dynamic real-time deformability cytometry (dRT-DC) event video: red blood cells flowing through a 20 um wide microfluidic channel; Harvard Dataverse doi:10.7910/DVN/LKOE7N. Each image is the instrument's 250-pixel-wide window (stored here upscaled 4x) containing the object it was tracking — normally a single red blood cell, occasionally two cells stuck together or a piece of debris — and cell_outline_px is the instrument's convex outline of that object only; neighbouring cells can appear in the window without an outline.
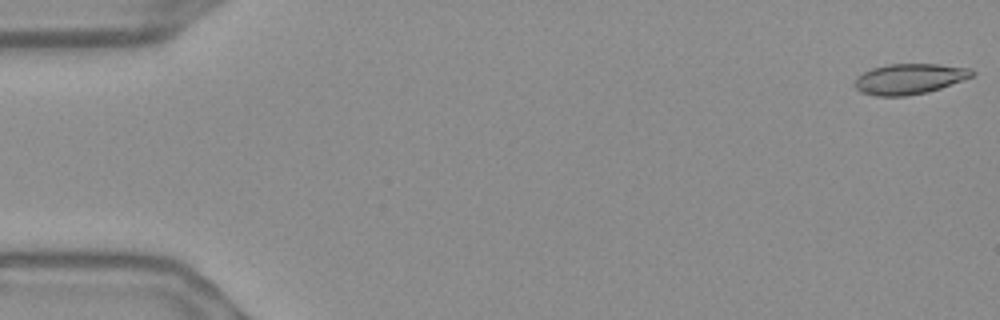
{"species": "Egyptian fruit bat (a non-hibernating species)", "species_latin": "Rousettus aegyptiacus", "temperature_condition": "warm", "stored_images_in_passage": 11, "camera_frame_rate_fps": 3000, "um_per_image_px": 0.085, "frame": {"image": 1, "passage_image": 1, "time_ms": 0.0, "image_size_px": [1000, 320], "cell_outline_px": [[976, 72], [972, 76], [940, 88], [928, 92], [904, 96], [876, 96], [860, 92], [856, 88], [856, 76], [872, 68], [888, 64], [940, 64], [972, 68]], "centroid_in_image_um": [77.3, 6.7], "position_along_channel_um": 7.7, "area_um2": 20.81}}